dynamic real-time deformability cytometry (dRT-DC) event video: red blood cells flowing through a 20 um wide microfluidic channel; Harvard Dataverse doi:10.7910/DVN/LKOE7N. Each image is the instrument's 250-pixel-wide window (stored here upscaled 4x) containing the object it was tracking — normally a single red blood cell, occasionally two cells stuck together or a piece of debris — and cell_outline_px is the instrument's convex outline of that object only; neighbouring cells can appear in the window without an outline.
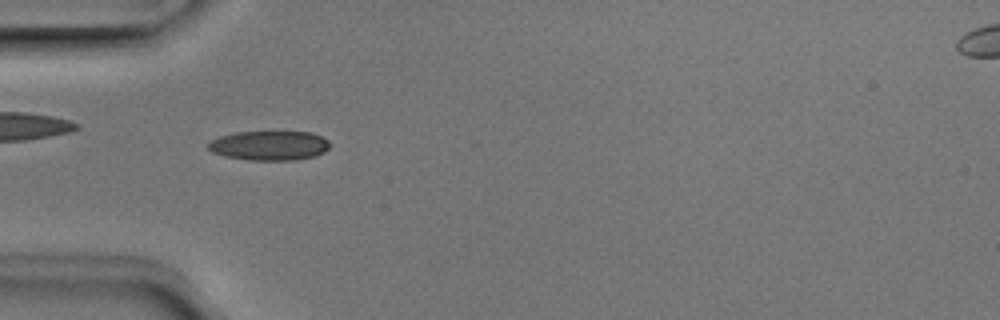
{"species": "Egyptian fruit bat (a non-hibernating species)", "species_latin": "Rousettus aegyptiacus", "temperature_condition": "room temperature", "stored_images_in_passage": 51, "camera_frame_rate_fps": 3000, "um_per_image_px": 0.085, "animal": {"sex": "male"}, "frame": {"image": 1, "passage_image": 16, "time_ms": 5.0, "image_size_px": [1000, 320], "cell_outline_px": [[332, 144], [324, 152], [312, 156], [296, 160], [252, 160], [224, 156], [212, 152], [208, 148], [208, 144], [212, 140], [220, 136], [236, 132], [312, 132], [328, 140]], "centroid_in_image_um": [22.91, 12.37], "position_along_channel_um": 62.1, "area_um2": 20.81}}
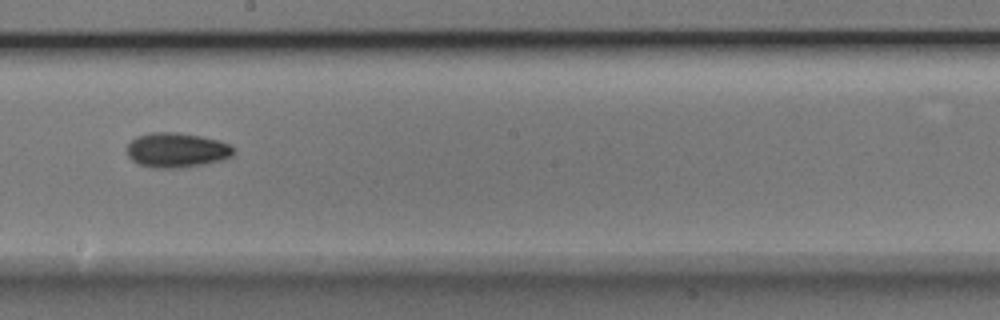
{"frame": {"image": 2, "passage_image": 29, "time_ms": 9.333, "image_size_px": [1000, 320], "cell_outline_px": [[236, 148], [232, 156], [224, 160], [204, 164], [180, 168], [152, 168], [140, 164], [132, 160], [128, 156], [128, 144], [136, 136], [152, 132], [176, 132], [200, 136], [220, 140]], "centroid_in_image_um": [15.05, 12.76], "position_along_channel_um": 233.2, "area_um2": 21.73}}
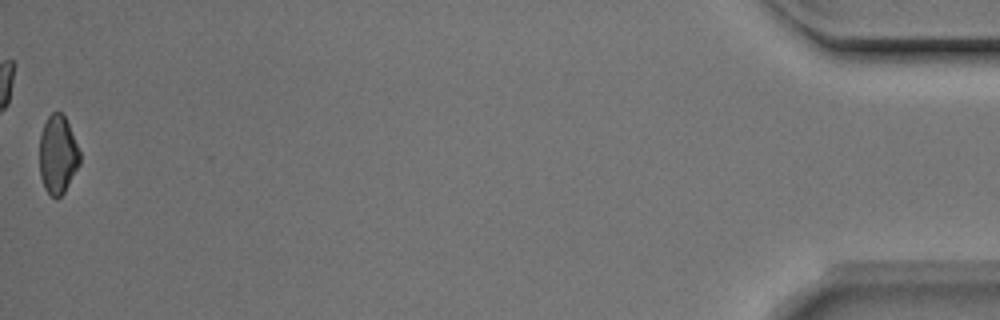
{"frame": {"image": 3, "passage_image": 51, "time_ms": 16.667, "image_size_px": [1000, 320], "cell_outline_px": [[80, 164], [64, 192], [56, 200], [44, 188], [40, 176], [40, 136], [44, 124], [48, 116], [52, 112], [60, 112], [64, 116], [68, 124], [80, 152]], "centroid_in_image_um": [4.91, 13.17], "position_along_channel_um": 430.3, "area_um2": 18.26}, "authors_computed_cell_mechanics": {"area_um2": 19.7098, "velocity_mm_per_s": 3.9951, "shape_relaxation_time_tau1_ms": 3.3016, "shape_relaxation_time_tau2_ms": null, "deformation_change_tau1": 0.109, "deformation_change_tau2": null}}